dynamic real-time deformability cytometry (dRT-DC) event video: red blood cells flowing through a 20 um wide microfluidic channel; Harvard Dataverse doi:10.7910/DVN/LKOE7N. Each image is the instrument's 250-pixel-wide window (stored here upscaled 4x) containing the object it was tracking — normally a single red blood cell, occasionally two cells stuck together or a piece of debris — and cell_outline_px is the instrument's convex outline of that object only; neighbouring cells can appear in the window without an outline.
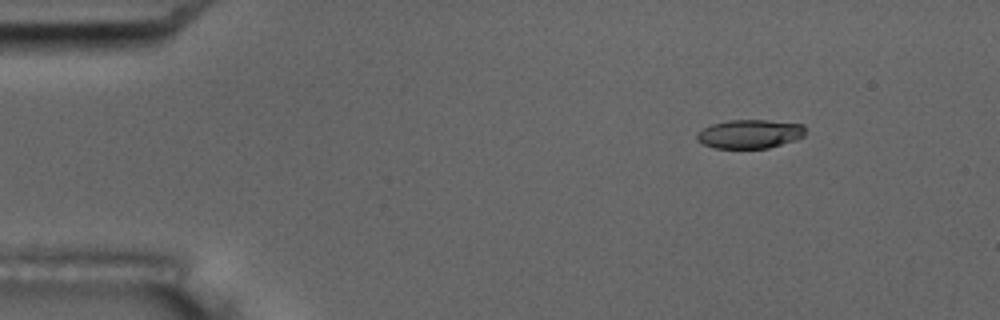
{"species": "common noctule bat (a hibernating species)", "species_latin": "Nyctalus noctula", "temperature_condition": "room temperature", "stored_images_in_passage": 4, "camera_frame_rate_fps": 3000, "um_per_image_px": 0.085, "animal": {"sex": "male", "body_mass_g": 17.5, "forearm_length_mm": 52.3}, "frame": {"image": 1, "passage_image": 1, "time_ms": 0.0, "image_size_px": [1000, 320], "cell_outline_px": [[804, 136], [796, 140], [768, 148], [716, 148], [704, 144], [696, 140], [696, 132], [712, 124], [728, 120], [768, 120], [804, 124]], "centroid_in_image_um": [63.73, 11.38], "position_along_channel_um": 21.3, "area_um2": 18.26}}
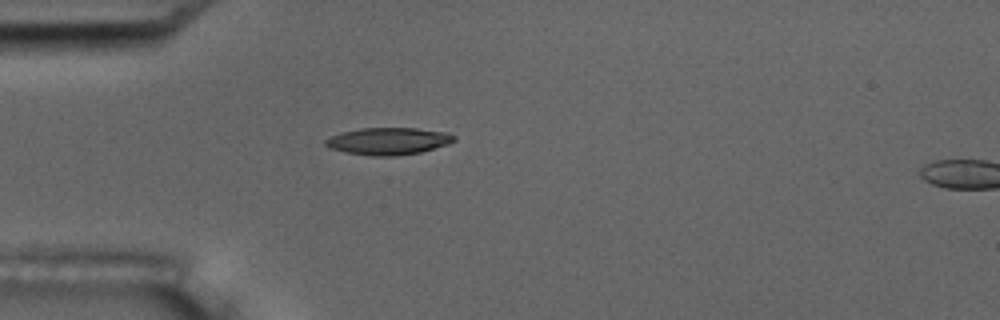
{"frame": {"image": 2, "passage_image": 3, "time_ms": 3.0, "image_size_px": [1000, 320], "cell_outline_px": [[456, 140], [448, 144], [420, 152], [396, 156], [368, 156], [344, 152], [328, 148], [324, 144], [324, 140], [332, 136], [344, 132], [360, 128], [416, 128], [448, 132], [456, 136]], "centroid_in_image_um": [33.01, 12.0], "position_along_channel_um": 52.0, "area_um2": 20.46}}